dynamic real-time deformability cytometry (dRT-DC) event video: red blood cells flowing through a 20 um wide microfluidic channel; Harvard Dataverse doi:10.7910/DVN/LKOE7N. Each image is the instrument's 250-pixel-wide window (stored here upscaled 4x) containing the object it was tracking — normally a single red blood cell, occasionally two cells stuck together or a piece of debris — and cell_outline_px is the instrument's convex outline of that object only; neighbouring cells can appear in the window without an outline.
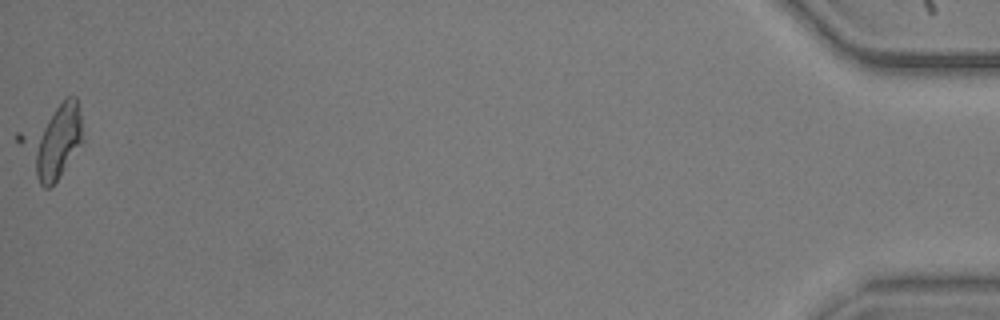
{"species": "common noctule bat (a hibernating species)", "species_latin": "Nyctalus noctula", "temperature_condition": "warm", "stored_images_in_passage": 41, "camera_frame_rate_fps": 3000, "um_per_image_px": 0.085, "animal": {"sex": "male", "body_mass_g": 20.5, "forearm_length_mm": 52.5}, "frame": {"image": 1, "passage_image": 40, "time_ms": 13.0, "image_size_px": [1000, 320], "cell_outline_px": [[84, 140], [60, 176], [48, 188], [44, 188], [40, 184], [16, 140], [16, 132], [68, 96], [76, 96], [80, 112]], "centroid_in_image_um": [4.45, 11.93], "position_along_channel_um": 430.8, "area_um2": 27.05}}